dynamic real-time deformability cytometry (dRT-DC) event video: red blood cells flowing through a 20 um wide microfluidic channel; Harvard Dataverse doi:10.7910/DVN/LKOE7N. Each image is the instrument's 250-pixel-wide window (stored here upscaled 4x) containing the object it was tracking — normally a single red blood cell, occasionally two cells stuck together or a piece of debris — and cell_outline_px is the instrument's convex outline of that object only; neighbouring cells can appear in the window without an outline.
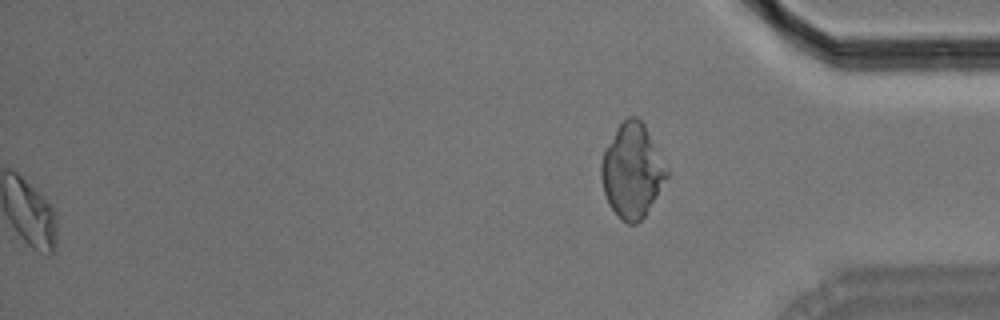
{"species": "Egyptian fruit bat (a non-hibernating species)", "species_latin": "Rousettus aegyptiacus", "temperature_condition": "room temperature", "stored_images_in_passage": 56, "segment_of_instrument_passage": [2, 2], "camera_frame_rate_fps": 3000, "um_per_image_px": 0.085, "animal": {"sex": "male"}, "frame": {"image": 1, "passage_image": 56, "time_ms": 18.333, "image_size_px": [1000, 320], "cell_outline_px": [[668, 176], [644, 216], [636, 224], [628, 224], [608, 204], [604, 192], [600, 176], [600, 164], [604, 152], [616, 128], [628, 116], [636, 116], [644, 124], [668, 172]], "centroid_in_image_um": [53.7, 14.51], "position_along_channel_um": 381.5, "area_um2": 35.03}}